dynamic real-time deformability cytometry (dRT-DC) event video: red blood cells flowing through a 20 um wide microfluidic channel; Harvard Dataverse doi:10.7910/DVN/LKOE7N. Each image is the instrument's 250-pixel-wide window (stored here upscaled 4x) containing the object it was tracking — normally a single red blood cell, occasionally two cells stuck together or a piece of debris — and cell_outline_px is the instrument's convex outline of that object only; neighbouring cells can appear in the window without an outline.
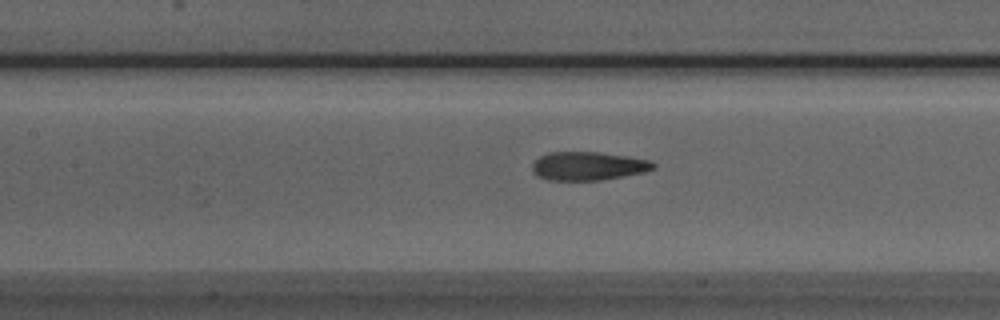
{"species": "Egyptian fruit bat (a non-hibernating species)", "species_latin": "Rousettus aegyptiacus", "temperature_condition": "room temperature", "stored_images_in_passage": 53, "camera_frame_rate_fps": 3000, "um_per_image_px": 0.085, "animal": {"sex": "male"}, "frame": {"image": 1, "passage_image": 23, "time_ms": 7.333, "image_size_px": [1000, 320], "cell_outline_px": [[656, 168], [644, 172], [600, 180], [548, 180], [536, 176], [532, 172], [532, 164], [540, 156], [548, 152], [600, 152], [652, 160], [656, 164]], "centroid_in_image_um": [49.99, 14.11], "position_along_channel_um": 157.4, "area_um2": 20.23}}
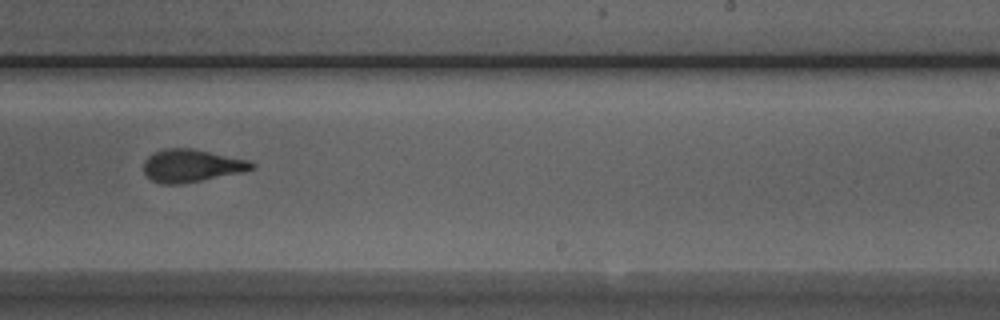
{"frame": {"image": 2, "passage_image": 32, "time_ms": 10.333, "image_size_px": [1000, 320], "cell_outline_px": [[256, 168], [244, 172], [180, 184], [160, 184], [152, 180], [144, 172], [144, 160], [148, 156], [156, 152], [168, 148], [192, 148], [248, 160], [256, 164]], "centroid_in_image_um": [16.3, 14.09], "position_along_channel_um": 272.7, "area_um2": 20.52}}
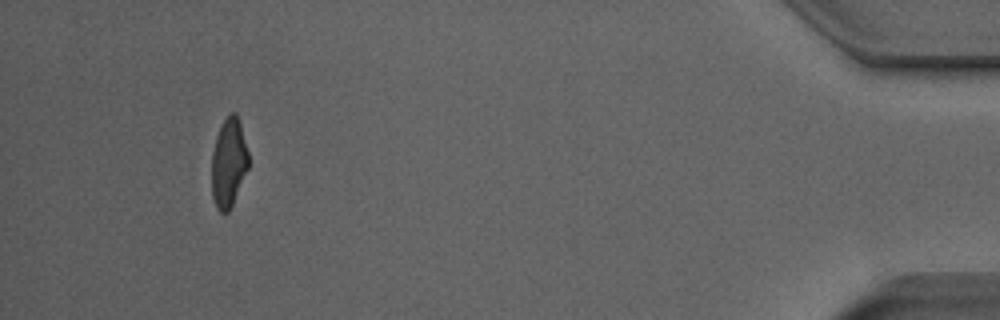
{"frame": {"image": 3, "passage_image": 49, "time_ms": 16.0, "image_size_px": [1000, 320], "cell_outline_px": [[248, 168], [232, 204], [228, 212], [220, 212], [216, 208], [212, 196], [212, 152], [216, 136], [224, 120], [232, 112], [236, 112], [240, 124], [248, 152]], "centroid_in_image_um": [19.42, 13.84], "position_along_channel_um": 415.8, "area_um2": 18.79}, "authors_computed_cell_mechanics": {"area_um2": 20.3456, "velocity_mm_per_s": 3.8578, "shape_relaxation_time_tau1_ms": 4.1305, "shape_relaxation_time_tau2_ms": 1.3319, "deformation_change_tau1": 0.1982, "deformation_change_tau2": 0.0929}}